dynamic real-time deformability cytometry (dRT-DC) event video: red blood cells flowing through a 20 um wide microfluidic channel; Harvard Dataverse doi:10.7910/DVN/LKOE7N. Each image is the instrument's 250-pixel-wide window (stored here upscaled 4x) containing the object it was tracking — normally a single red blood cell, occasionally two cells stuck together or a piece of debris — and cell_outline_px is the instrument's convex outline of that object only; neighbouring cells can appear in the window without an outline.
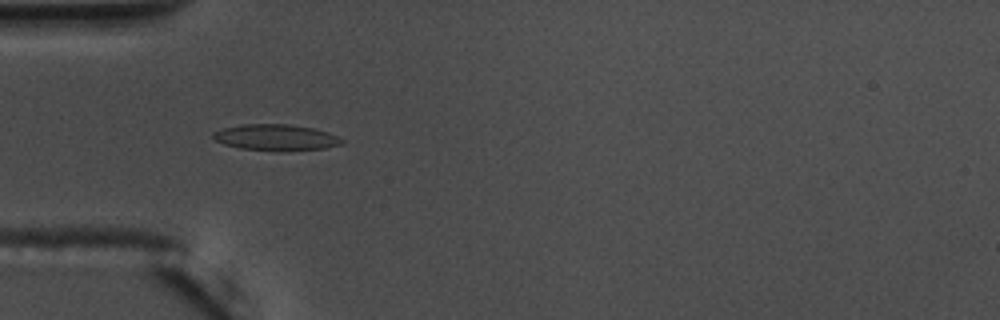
{"species": "common noctule bat (a hibernating species)", "species_latin": "Nyctalus noctula", "temperature_condition": "warm", "stored_images_in_passage": 56, "camera_frame_rate_fps": 3000, "um_per_image_px": 0.085, "animal": {"sex": "male", "body_mass_g": 17.5, "forearm_length_mm": 52.3}, "frame": {"image": 1, "passage_image": 18, "time_ms": 5.667, "image_size_px": [1000, 320], "cell_outline_px": [[344, 144], [324, 148], [280, 152], [240, 148], [224, 144], [216, 140], [212, 136], [212, 132], [224, 128], [244, 124], [288, 124], [316, 128], [328, 132], [344, 140]], "centroid_in_image_um": [23.48, 11.69], "position_along_channel_um": 61.5, "area_um2": 19.83}}
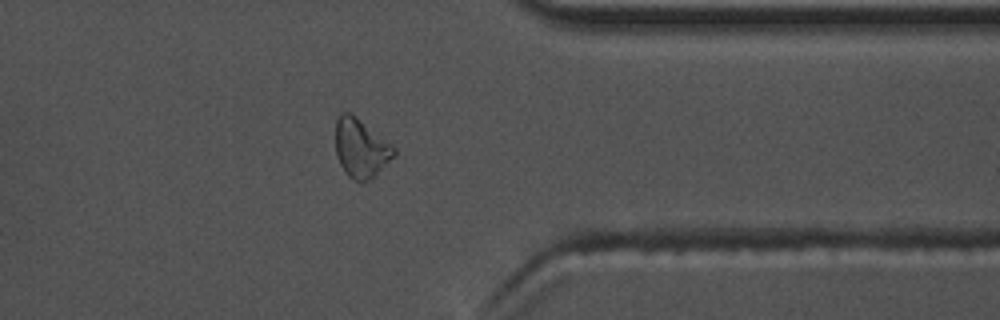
{"frame": {"image": 2, "passage_image": 45, "time_ms": 14.667, "image_size_px": [1000, 320], "cell_outline_px": [[396, 152], [368, 180], [352, 180], [344, 172], [340, 164], [336, 152], [336, 120], [340, 112], [348, 112], [356, 116], [396, 148]], "centroid_in_image_um": [30.62, 12.55], "position_along_channel_um": 380.8, "area_um2": 19.42}}
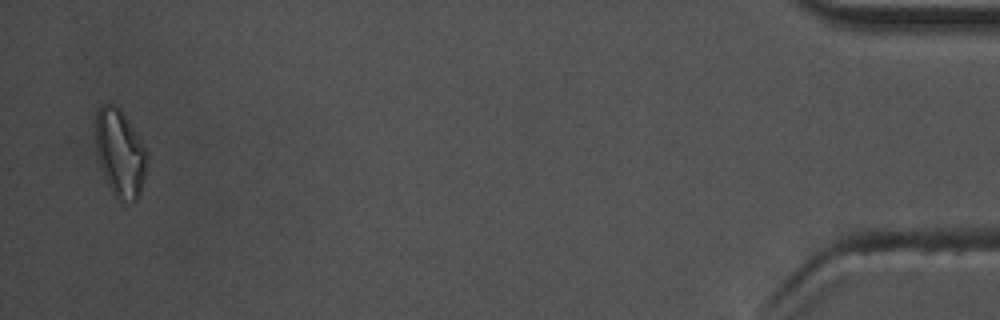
{"frame": {"image": 3, "passage_image": 55, "time_ms": 18.0, "image_size_px": [1000, 320], "cell_outline_px": [[148, 156], [144, 180], [140, 192], [136, 200], [120, 200], [112, 192], [104, 176], [96, 152], [96, 112], [104, 104], [116, 104], [120, 108], [140, 140]], "centroid_in_image_um": [10.2, 13.0], "position_along_channel_um": 425.0, "area_um2": 25.66}, "authors_computed_cell_mechanics": {"area_um2": 18.5538, "velocity_mm_per_s": 3.668, "shape_relaxation_time_tau1_ms": 10.7882, "shape_relaxation_time_tau2_ms": 4.7968, "deformation_change_tau1": 0.1957, "deformation_change_tau2": 0.1321}}